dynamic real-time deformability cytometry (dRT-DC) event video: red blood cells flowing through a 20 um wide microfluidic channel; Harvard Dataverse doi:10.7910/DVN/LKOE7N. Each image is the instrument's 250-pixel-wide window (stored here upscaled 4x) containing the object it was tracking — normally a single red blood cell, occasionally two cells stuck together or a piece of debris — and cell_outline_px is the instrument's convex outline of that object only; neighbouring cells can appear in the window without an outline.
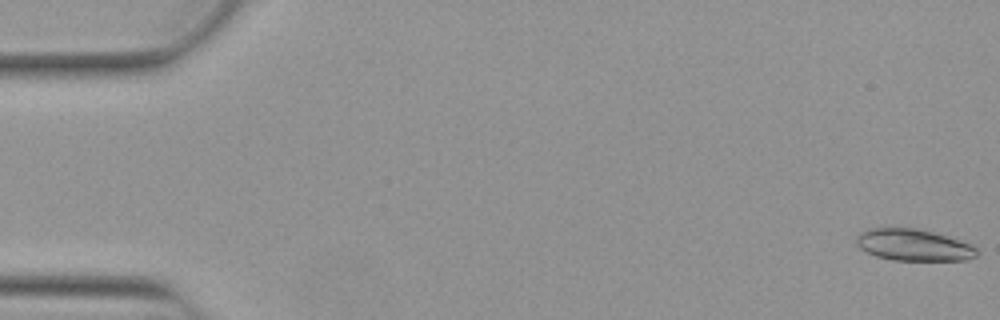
{"species": "Egyptian fruit bat (a non-hibernating species)", "species_latin": "Rousettus aegyptiacus", "temperature_condition": "warm", "stored_images_in_passage": 53, "camera_frame_rate_fps": 3000, "um_per_image_px": 0.085, "animal": {"sex": "female"}, "frame": {"image": 1, "passage_image": 1, "time_ms": 0.0, "image_size_px": [1000, 320], "cell_outline_px": [[980, 252], [976, 256], [968, 260], [892, 260], [876, 256], [860, 248], [856, 244], [856, 236], [860, 232], [868, 228], [916, 228], [948, 236], [976, 244]], "centroid_in_image_um": [77.72, 20.82], "position_along_channel_um": 7.3, "area_um2": 22.6}}
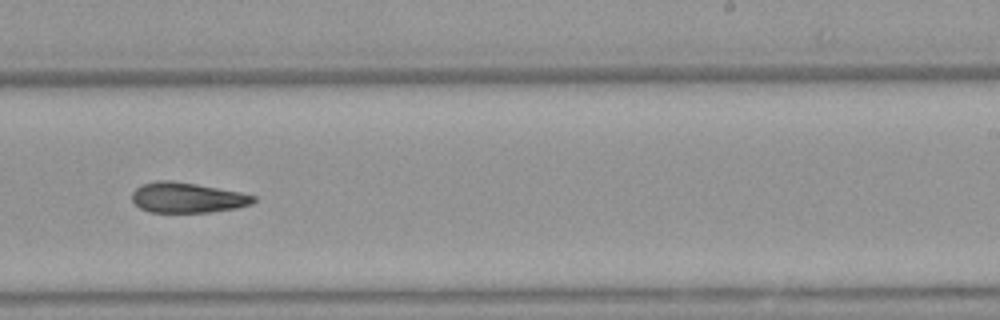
{"frame": {"image": 2, "passage_image": 33, "time_ms": 10.667, "image_size_px": [1000, 320], "cell_outline_px": [[256, 200], [252, 204], [236, 208], [208, 212], [152, 212], [140, 208], [132, 200], [132, 192], [140, 184], [156, 180], [172, 180], [196, 184], [240, 192], [256, 196]], "centroid_in_image_um": [15.9, 16.79], "position_along_channel_um": 273.1, "area_um2": 21.44}}
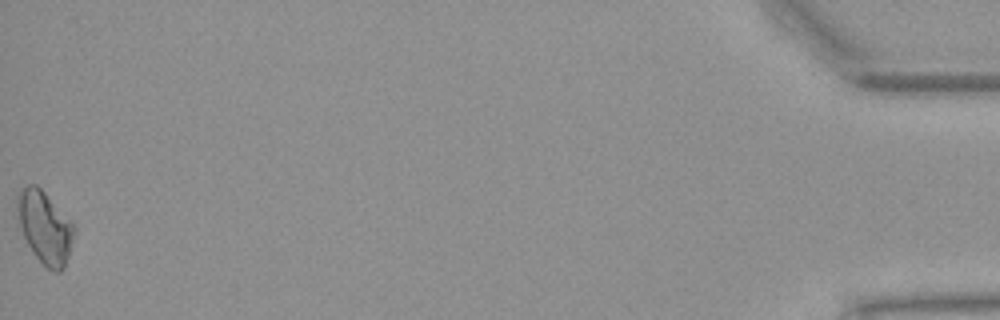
{"frame": {"image": 3, "passage_image": 53, "time_ms": 17.333, "image_size_px": [1000, 320], "cell_outline_px": [[76, 228], [68, 256], [64, 268], [60, 272], [52, 272], [32, 252], [24, 236], [16, 212], [16, 192], [28, 184], [36, 184], [44, 192]], "centroid_in_image_um": [3.78, 19.31], "position_along_channel_um": 431.4, "area_um2": 23.64}, "authors_computed_cell_mechanics": {"area_um2": 22.1374, "velocity_mm_per_s": 3.8806, "shape_relaxation_time_tau1_ms": null, "shape_relaxation_time_tau2_ms": 10.3238, "deformation_change_tau1": null, "deformation_change_tau2": 0.2001}}